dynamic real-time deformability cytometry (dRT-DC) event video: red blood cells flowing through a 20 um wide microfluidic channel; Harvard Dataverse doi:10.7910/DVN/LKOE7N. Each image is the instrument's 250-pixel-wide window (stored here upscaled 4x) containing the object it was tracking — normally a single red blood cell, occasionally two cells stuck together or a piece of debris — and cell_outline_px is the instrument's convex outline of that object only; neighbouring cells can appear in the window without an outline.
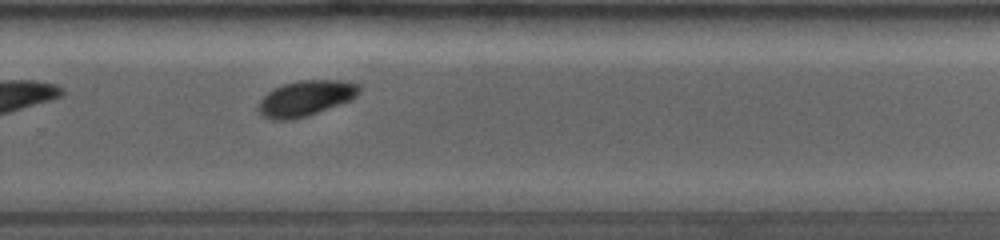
{"species": "common noctule bat (a hibernating species)", "species_latin": "Nyctalus noctula", "temperature_condition": "room temperature", "stored_images_in_passage": 19, "camera_frame_rate_fps": 4000, "um_per_image_px": 0.085, "animal": {"sex": "female", "body_mass_g": 19.0, "forearm_length_mm": 53.3}, "frame": {"image": 1, "passage_image": 11, "time_ms": 6.75, "image_size_px": [1000, 240], "cell_outline_px": [[360, 92], [352, 100], [308, 116], [292, 120], [272, 120], [264, 116], [260, 112], [260, 100], [268, 92], [284, 84], [300, 80], [344, 80], [360, 84]], "centroid_in_image_um": [26.05, 8.35], "position_along_channel_um": 303.8, "area_um2": 20.87}}
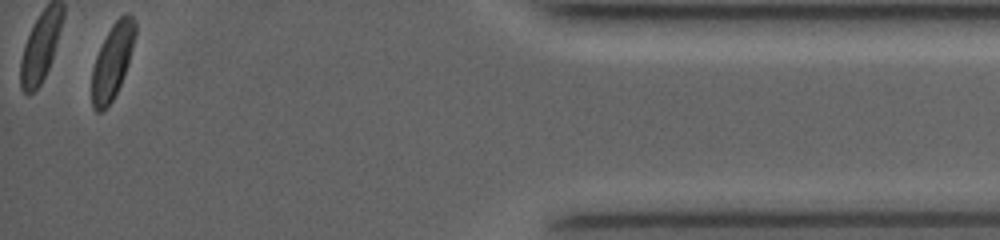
{"frame": {"image": 2, "passage_image": 19, "time_ms": 11.0, "image_size_px": [1000, 240], "cell_outline_px": [[136, 32], [128, 64], [120, 84], [112, 100], [100, 112], [96, 112], [92, 108], [92, 68], [96, 56], [112, 24], [124, 12], [128, 12], [132, 16], [136, 24]], "centroid_in_image_um": [9.56, 5.18], "position_along_channel_um": 425.6, "area_um2": 18.67}, "authors_computed_cell_mechanics": {"area_um2": 20.8658, "velocity_mm_per_s": 3.9858, "shape_relaxation_time_tau1_ms": 1.4376, "shape_relaxation_time_tau2_ms": null, "deformation_change_tau1": 0.1162, "deformation_change_tau2": null}}